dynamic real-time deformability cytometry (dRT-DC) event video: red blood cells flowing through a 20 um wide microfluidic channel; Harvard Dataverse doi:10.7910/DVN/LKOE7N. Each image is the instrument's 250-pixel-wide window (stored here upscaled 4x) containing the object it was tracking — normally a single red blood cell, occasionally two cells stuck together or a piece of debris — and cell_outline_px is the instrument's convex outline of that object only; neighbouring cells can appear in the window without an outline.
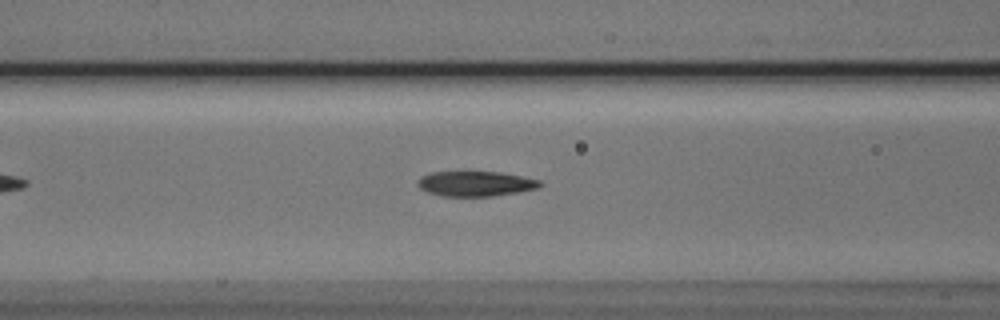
{"species": "Egyptian fruit bat (a non-hibernating species)", "species_latin": "Rousettus aegyptiacus", "temperature_condition": "cold", "stored_images_in_passage": 36, "camera_frame_rate_fps": 3000, "um_per_image_px": 0.085, "animal": {"sex": "male"}, "frame": {"image": 1, "passage_image": 12, "time_ms": 3.667, "image_size_px": [1000, 320], "cell_outline_px": [[544, 184], [540, 188], [492, 196], [440, 196], [428, 192], [420, 188], [416, 184], [420, 176], [428, 172], [500, 172], [540, 180]], "centroid_in_image_um": [40.4, 15.61], "position_along_channel_um": 126.2, "area_um2": 17.92}}
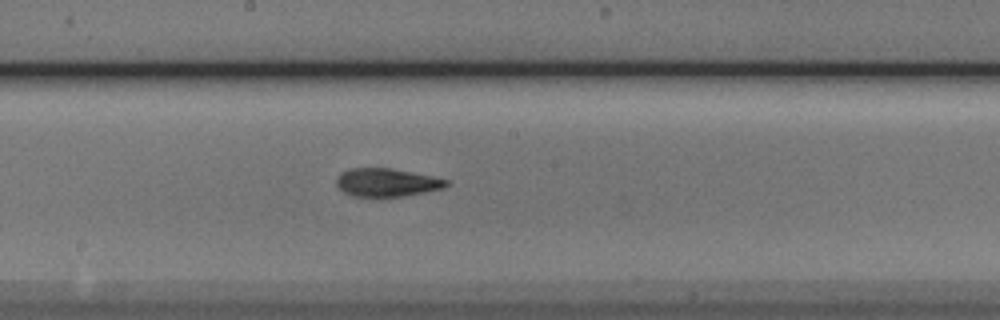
{"frame": {"image": 2, "passage_image": 19, "time_ms": 6.0, "image_size_px": [1000, 320], "cell_outline_px": [[448, 184], [444, 188], [404, 196], [352, 196], [344, 192], [336, 184], [336, 176], [340, 172], [348, 168], [392, 168], [432, 176], [448, 180]], "centroid_in_image_um": [32.84, 15.49], "position_along_channel_um": 215.4, "area_um2": 18.03}}
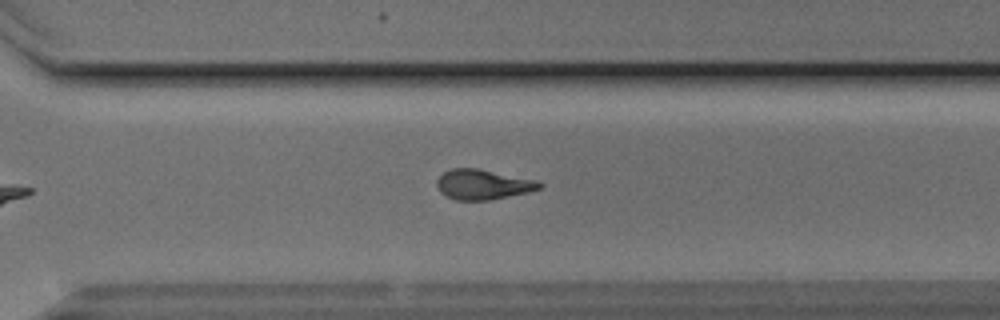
{"frame": {"image": 3, "passage_image": 28, "time_ms": 9.0, "image_size_px": [1000, 320], "cell_outline_px": [[544, 184], [540, 188], [528, 192], [488, 200], [456, 200], [444, 196], [440, 192], [436, 184], [436, 180], [444, 172], [452, 168], [476, 168], [536, 180]], "centroid_in_image_um": [41.01, 15.68], "position_along_channel_um": 329.6, "area_um2": 17.86}, "authors_computed_cell_mechanics": {"area_um2": 18.0914, "velocity_mm_per_s": 3.8181, "shape_relaxation_time_tau1_ms": 4.2722, "shape_relaxation_time_tau2_ms": 2.3821, "deformation_change_tau1": 0.1584, "deformation_change_tau2": 0.1037}}